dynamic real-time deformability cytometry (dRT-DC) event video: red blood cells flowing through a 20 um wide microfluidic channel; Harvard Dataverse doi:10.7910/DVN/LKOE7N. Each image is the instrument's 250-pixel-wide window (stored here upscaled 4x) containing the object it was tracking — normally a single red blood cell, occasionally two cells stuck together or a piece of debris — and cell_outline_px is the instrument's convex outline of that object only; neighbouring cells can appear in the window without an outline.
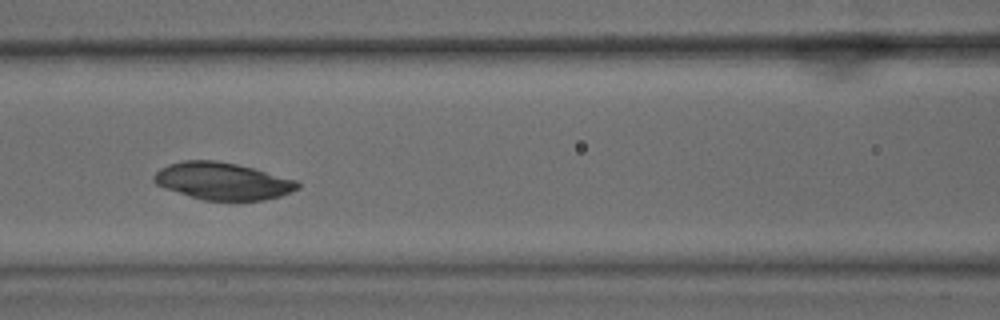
{"species": "common noctule bat (a hibernating species)", "species_latin": "Nyctalus noctula", "temperature_condition": "warm", "stored_images_in_passage": 45, "camera_frame_rate_fps": 3000, "um_per_image_px": 0.085, "animal": {"sex": "male", "body_mass_g": 15.6}, "frame": {"image": 1, "passage_image": 14, "time_ms": 4.333, "image_size_px": [1000, 320], "cell_outline_px": [[300, 188], [280, 196], [264, 200], [204, 200], [164, 188], [156, 184], [152, 180], [152, 176], [160, 168], [168, 164], [184, 160], [216, 160], [236, 164], [252, 168], [296, 180], [300, 184]], "centroid_in_image_um": [18.89, 15.39], "position_along_channel_um": 147.7, "area_um2": 30.98}}